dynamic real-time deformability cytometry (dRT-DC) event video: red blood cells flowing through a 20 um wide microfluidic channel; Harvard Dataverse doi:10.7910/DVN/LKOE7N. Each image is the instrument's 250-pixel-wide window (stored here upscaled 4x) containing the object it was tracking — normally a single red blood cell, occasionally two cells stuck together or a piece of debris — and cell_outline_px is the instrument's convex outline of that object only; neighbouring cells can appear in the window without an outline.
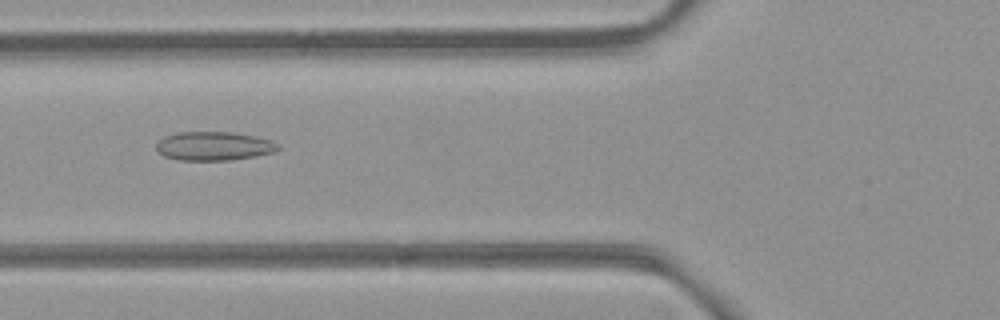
{"species": "common noctule bat (a hibernating species)", "species_latin": "Nyctalus noctula", "temperature_condition": "room temperature", "stored_images_in_passage": 42, "camera_frame_rate_fps": 3000, "um_per_image_px": 0.085, "animal": {"sex": "female", "body_mass_g": 21.9}, "frame": {"image": 1, "passage_image": 9, "time_ms": 2.667, "image_size_px": [1000, 320], "cell_outline_px": [[280, 148], [272, 152], [256, 156], [228, 160], [176, 160], [164, 156], [156, 152], [156, 144], [164, 136], [176, 132], [232, 132], [256, 136], [272, 140], [280, 144]], "centroid_in_image_um": [18.16, 12.41], "position_along_channel_um": 107.6, "area_um2": 20.63}}
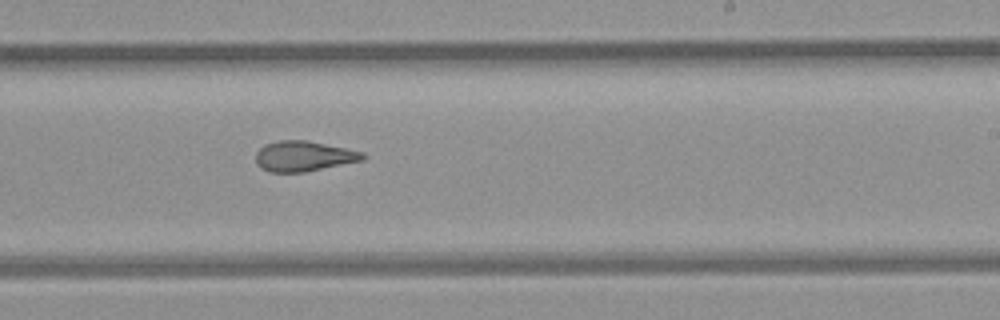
{"frame": {"image": 2, "passage_image": 21, "time_ms": 6.667, "image_size_px": [1000, 320], "cell_outline_px": [[368, 156], [364, 160], [304, 172], [268, 172], [260, 168], [256, 164], [256, 152], [264, 144], [276, 140], [308, 140], [364, 152]], "centroid_in_image_um": [25.81, 13.27], "position_along_channel_um": 263.2, "area_um2": 19.13}}
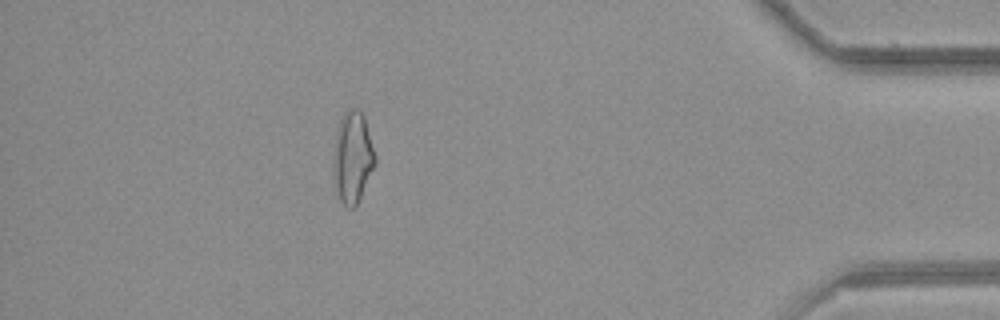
{"frame": {"image": 3, "passage_image": 36, "time_ms": 11.667, "image_size_px": [1000, 320], "cell_outline_px": [[376, 164], [356, 204], [352, 208], [348, 208], [340, 200], [336, 188], [332, 152], [340, 120], [344, 112], [348, 108], [356, 108], [364, 116], [376, 156]], "centroid_in_image_um": [29.97, 13.34], "position_along_channel_um": 405.2, "area_um2": 21.96}, "authors_computed_cell_mechanics": {"area_um2": 19.8832, "velocity_mm_per_s": 3.887, "shape_relaxation_time_tau1_ms": null, "shape_relaxation_time_tau2_ms": 3.146, "deformation_change_tau1": null, "deformation_change_tau2": 0.1201}}